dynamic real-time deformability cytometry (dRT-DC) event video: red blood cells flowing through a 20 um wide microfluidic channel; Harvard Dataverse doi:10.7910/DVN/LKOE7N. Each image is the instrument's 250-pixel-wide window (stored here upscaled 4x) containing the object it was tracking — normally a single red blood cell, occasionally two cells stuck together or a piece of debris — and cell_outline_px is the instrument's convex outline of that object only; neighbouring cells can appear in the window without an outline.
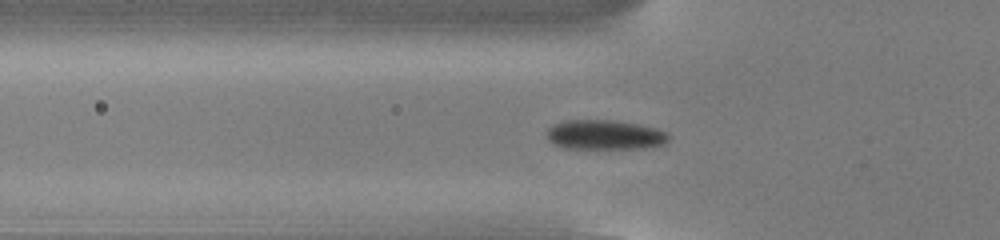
{"species": "common noctule bat (a hibernating species)", "species_latin": "Nyctalus noctula", "temperature_condition": "cold", "stored_images_in_passage": 55, "camera_frame_rate_fps": 3000, "um_per_image_px": 0.085, "animal": {"sex": "male", "body_mass_g": 13.0, "forearm_length_mm": 53.1}, "frame": {"image": 1, "passage_image": 19, "time_ms": 6.0, "image_size_px": [1000, 240], "cell_outline_px": [[668, 140], [664, 144], [644, 148], [564, 148], [548, 140], [548, 128], [552, 124], [564, 120], [612, 120], [636, 124], [656, 128], [668, 132]], "centroid_in_image_um": [51.4, 11.45], "position_along_channel_um": 74.4, "area_um2": 20.92}}
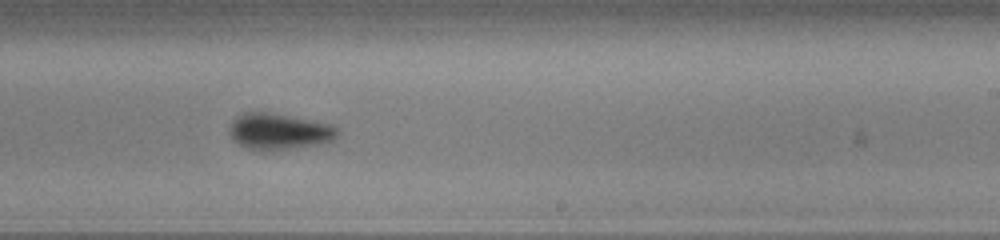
{"frame": {"image": 2, "passage_image": 34, "time_ms": 11.0, "image_size_px": [1000, 240], "cell_outline_px": [[340, 132], [332, 140], [316, 144], [272, 152], [260, 152], [248, 148], [232, 140], [228, 132], [228, 128], [232, 120], [236, 116], [244, 112], [268, 112], [312, 120], [332, 124], [340, 128]], "centroid_in_image_um": [23.68, 11.19], "position_along_channel_um": 265.3, "area_um2": 23.29}}
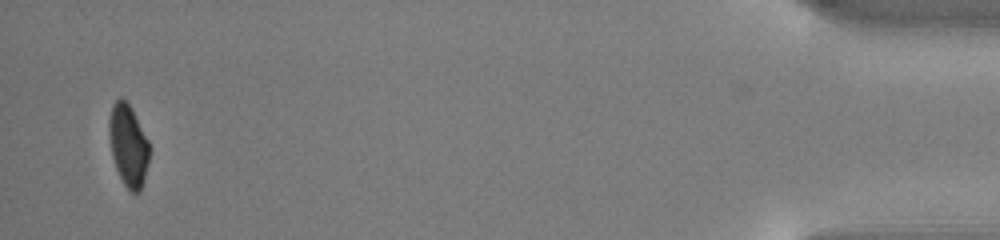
{"frame": {"image": 3, "passage_image": 53, "time_ms": 17.333, "image_size_px": [1000, 240], "cell_outline_px": [[148, 164], [144, 180], [140, 192], [132, 192], [124, 184], [116, 168], [112, 156], [108, 136], [108, 120], [112, 104], [120, 96], [128, 104], [148, 140]], "centroid_in_image_um": [10.87, 12.35], "position_along_channel_um": 424.3, "area_um2": 18.96}, "authors_computed_cell_mechanics": {"area_um2": 20.9236, "velocity_mm_per_s": 3.8181, "shape_relaxation_time_tau1_ms": 2.7106, "shape_relaxation_time_tau2_ms": null, "deformation_change_tau1": 0.1115, "deformation_change_tau2": null}}